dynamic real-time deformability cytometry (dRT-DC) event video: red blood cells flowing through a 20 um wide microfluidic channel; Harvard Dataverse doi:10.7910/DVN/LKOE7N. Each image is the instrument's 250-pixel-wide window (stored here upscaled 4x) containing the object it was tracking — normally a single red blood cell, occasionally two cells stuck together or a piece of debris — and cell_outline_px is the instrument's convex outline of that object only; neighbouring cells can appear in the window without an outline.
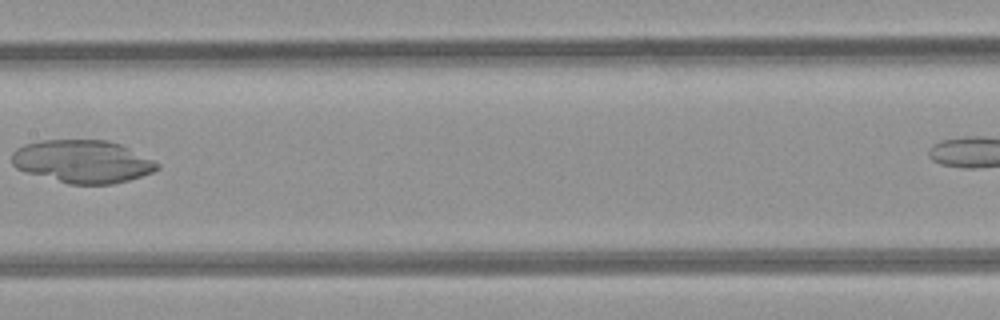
{"species": "common noctule bat (a hibernating species)", "species_latin": "Nyctalus noctula", "temperature_condition": "room temperature", "stored_images_in_passage": 5, "camera_frame_rate_fps": 3000, "um_per_image_px": 0.085, "animal": {"sex": "female", "body_mass_g": 21.9}, "frame": {"image": 1, "passage_image": 5, "time_ms": 4.667, "image_size_px": [1000, 320], "cell_outline_px": [[160, 168], [152, 172], [128, 180], [112, 184], [68, 184], [28, 172], [16, 168], [12, 164], [12, 152], [16, 148], [24, 144], [44, 140], [108, 140], [120, 144], [160, 164]], "centroid_in_image_um": [7.0, 13.72], "position_along_channel_um": 200.4, "area_um2": 36.01}}